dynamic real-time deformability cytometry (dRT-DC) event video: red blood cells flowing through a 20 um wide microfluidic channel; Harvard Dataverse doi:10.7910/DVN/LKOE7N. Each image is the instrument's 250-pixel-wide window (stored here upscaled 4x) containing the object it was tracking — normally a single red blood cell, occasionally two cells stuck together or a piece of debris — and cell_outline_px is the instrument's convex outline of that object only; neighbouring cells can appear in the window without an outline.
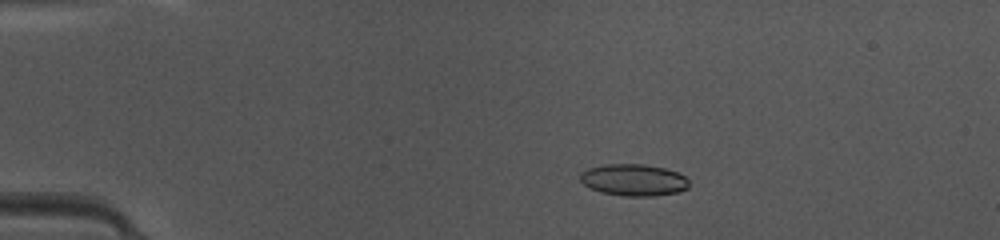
{"species": "common noctule bat (a hibernating species)", "species_latin": "Nyctalus noctula", "temperature_condition": "warm", "stored_images_in_passage": 48, "camera_frame_rate_fps": 3000, "um_per_image_px": 0.085, "animal": {"sex": "female", "body_mass_g": 10.0, "forearm_length_mm": 53.1}, "frame": {"image": 1, "passage_image": 10, "time_ms": 3.0, "image_size_px": [1000, 240], "cell_outline_px": [[688, 188], [676, 192], [652, 196], [624, 196], [600, 192], [584, 184], [580, 180], [580, 172], [588, 168], [604, 164], [644, 164], [664, 168], [676, 172], [684, 176], [688, 180]], "centroid_in_image_um": [53.83, 15.29], "position_along_channel_um": 31.2, "area_um2": 20.06}}
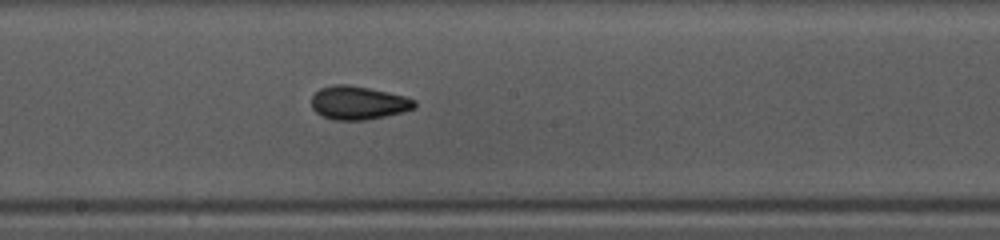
{"frame": {"image": 2, "passage_image": 27, "time_ms": 8.667, "image_size_px": [1000, 240], "cell_outline_px": [[416, 108], [404, 112], [364, 120], [332, 120], [320, 116], [312, 108], [312, 96], [320, 88], [336, 84], [348, 84], [368, 88], [404, 96], [416, 100]], "centroid_in_image_um": [30.44, 8.75], "position_along_channel_um": 217.8, "area_um2": 20.11}}
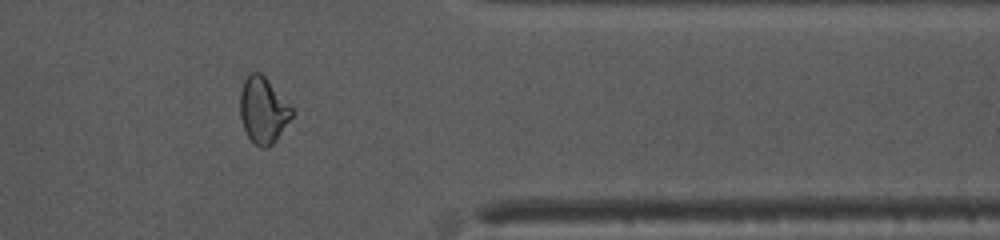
{"frame": {"image": 3, "passage_image": 40, "time_ms": 13.0, "image_size_px": [1000, 240], "cell_outline_px": [[292, 116], [276, 140], [268, 148], [260, 148], [248, 136], [244, 128], [240, 116], [240, 92], [244, 80], [252, 72], [260, 72], [264, 76], [292, 108]], "centroid_in_image_um": [22.34, 9.38], "position_along_channel_um": 389.1, "area_um2": 19.54}, "authors_computed_cell_mechanics": {"area_um2": 19.5942, "velocity_mm_per_s": 4.209, "shape_relaxation_time_tau1_ms": 5.1588, "shape_relaxation_time_tau2_ms": 1.4094, "deformation_change_tau1": 0.1528, "deformation_change_tau2": 0.059}}